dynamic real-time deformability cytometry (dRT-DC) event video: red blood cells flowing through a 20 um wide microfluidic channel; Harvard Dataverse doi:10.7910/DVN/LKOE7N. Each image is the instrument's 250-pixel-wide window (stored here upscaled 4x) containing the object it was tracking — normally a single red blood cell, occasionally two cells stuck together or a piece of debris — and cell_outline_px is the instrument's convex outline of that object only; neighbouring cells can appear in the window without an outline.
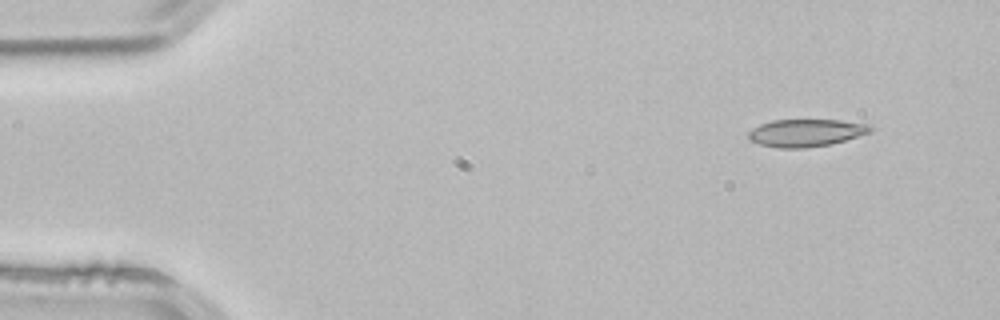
{"species": "common noctule bat (a hibernating species)", "species_latin": "Nyctalus noctula", "temperature_condition": "room temperature", "stored_images_in_passage": 3, "camera_frame_rate_fps": 3000, "um_per_image_px": 0.085, "animal": {"sex": "male", "body_mass_g": 21.5, "forearm_length_mm": 52.0}, "frame": {"image": 1, "passage_image": 1, "time_ms": 0.0, "image_size_px": [1000, 320], "cell_outline_px": [[876, 128], [872, 132], [832, 144], [804, 148], [780, 148], [760, 144], [748, 140], [748, 132], [752, 128], [760, 124], [772, 120], [840, 120], [868, 124]], "centroid_in_image_um": [68.53, 11.29], "position_along_channel_um": 16.5, "area_um2": 19.71}}
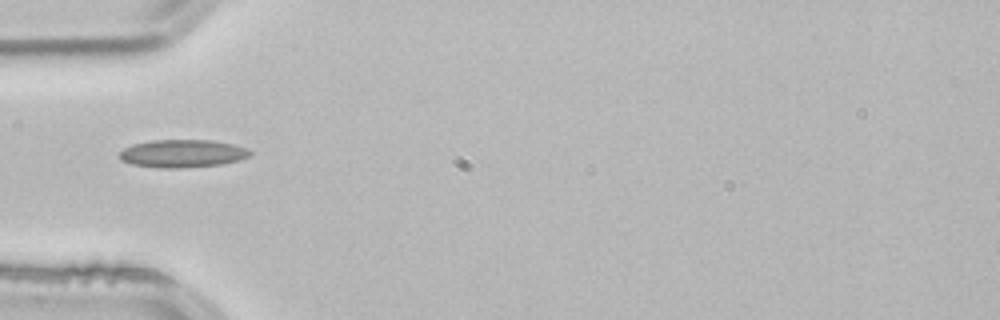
{"frame": {"image": 2, "passage_image": 3, "time_ms": 0.667, "image_size_px": [1000, 320], "cell_outline_px": [[252, 152], [248, 156], [236, 160], [220, 164], [180, 168], [164, 168], [132, 164], [120, 160], [120, 152], [124, 148], [132, 144], [152, 140], [212, 140], [232, 144], [248, 148]], "centroid_in_image_um": [15.48, 13.04], "position_along_channel_um": 69.5, "area_um2": 20.98}}